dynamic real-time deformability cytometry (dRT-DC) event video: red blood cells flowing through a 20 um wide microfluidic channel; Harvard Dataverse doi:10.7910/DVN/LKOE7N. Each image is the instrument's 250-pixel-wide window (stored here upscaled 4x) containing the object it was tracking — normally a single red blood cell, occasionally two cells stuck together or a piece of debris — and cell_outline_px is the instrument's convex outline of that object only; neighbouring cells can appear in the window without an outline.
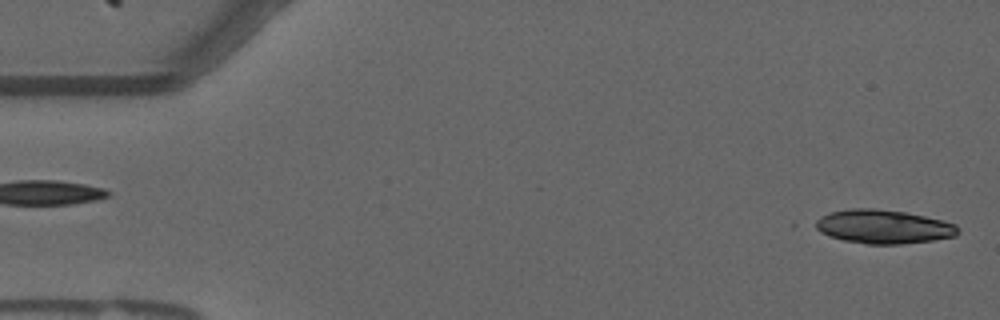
{"species": "common noctule bat (a hibernating species)", "species_latin": "Nyctalus noctula", "temperature_condition": "warm", "stored_images_in_passage": 45, "camera_frame_rate_fps": 3000, "um_per_image_px": 0.085, "animal": {"sex": "male", "forearm_length_mm": 52.5}, "frame": {"image": 1, "passage_image": 2, "time_ms": 0.333, "image_size_px": [1000, 320], "cell_outline_px": [[960, 232], [956, 236], [932, 240], [900, 244], [868, 244], [844, 240], [828, 236], [820, 232], [808, 224], [820, 216], [828, 212], [852, 208], [876, 208], [904, 212], [944, 220], [956, 224]], "centroid_in_image_um": [75.02, 19.26], "position_along_channel_um": 10.0, "area_um2": 28.5}}
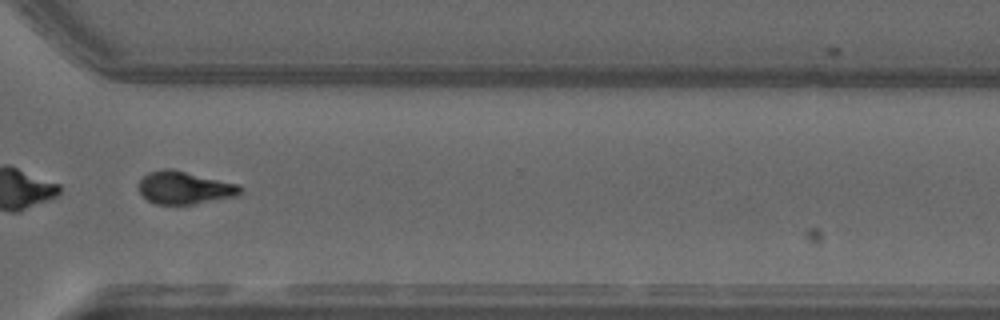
{"frame": {"image": 2, "passage_image": 41, "time_ms": 13.333, "image_size_px": [1000, 320], "cell_outline_px": [[240, 192], [236, 196], [192, 204], [156, 204], [148, 200], [140, 192], [140, 180], [148, 172], [164, 168], [172, 168], [240, 184]], "centroid_in_image_um": [15.69, 15.94], "position_along_channel_um": 354.9, "area_um2": 19.25}, "authors_computed_cell_mechanics": {"area_um2": 19.941, "velocity_mm_per_s": 3.6893, "shape_relaxation_time_tau1_ms": 3.6171, "shape_relaxation_time_tau2_ms": null, "deformation_change_tau1": 0.169, "deformation_change_tau2": null}}